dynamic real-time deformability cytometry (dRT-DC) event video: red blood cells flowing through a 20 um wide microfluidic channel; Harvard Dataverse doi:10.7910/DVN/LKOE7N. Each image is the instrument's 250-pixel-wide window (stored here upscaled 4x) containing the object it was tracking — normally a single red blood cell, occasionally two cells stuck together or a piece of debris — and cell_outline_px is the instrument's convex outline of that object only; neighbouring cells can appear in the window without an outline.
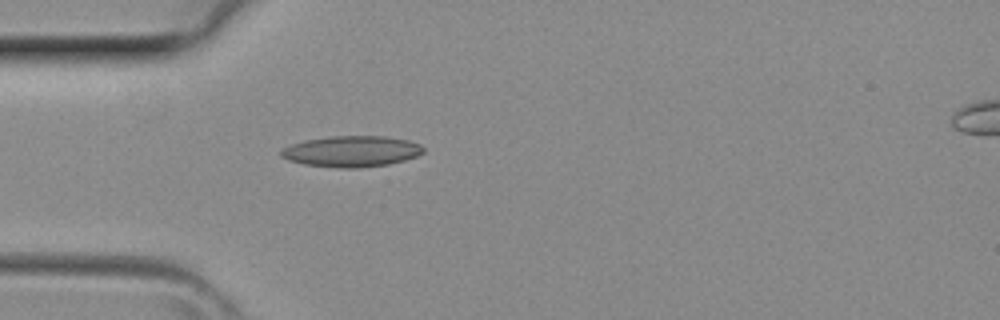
{"species": "common noctule bat (a hibernating species)", "species_latin": "Nyctalus noctula", "temperature_condition": "room temperature", "stored_images_in_passage": 2, "camera_frame_rate_fps": 3000, "um_per_image_px": 0.085, "animal": {"sex": "female", "body_mass_g": 29.2, "forearm_length_mm": 56.3}, "frame": {"image": 1, "passage_image": 1, "time_ms": 0.0, "image_size_px": [1000, 320], "cell_outline_px": [[424, 152], [416, 156], [404, 160], [388, 164], [360, 168], [340, 168], [304, 164], [288, 160], [280, 156], [280, 152], [284, 148], [292, 144], [304, 140], [328, 136], [384, 136], [408, 140], [420, 144], [424, 148]], "centroid_in_image_um": [29.88, 12.86], "position_along_channel_um": 55.1, "area_um2": 25.72}}